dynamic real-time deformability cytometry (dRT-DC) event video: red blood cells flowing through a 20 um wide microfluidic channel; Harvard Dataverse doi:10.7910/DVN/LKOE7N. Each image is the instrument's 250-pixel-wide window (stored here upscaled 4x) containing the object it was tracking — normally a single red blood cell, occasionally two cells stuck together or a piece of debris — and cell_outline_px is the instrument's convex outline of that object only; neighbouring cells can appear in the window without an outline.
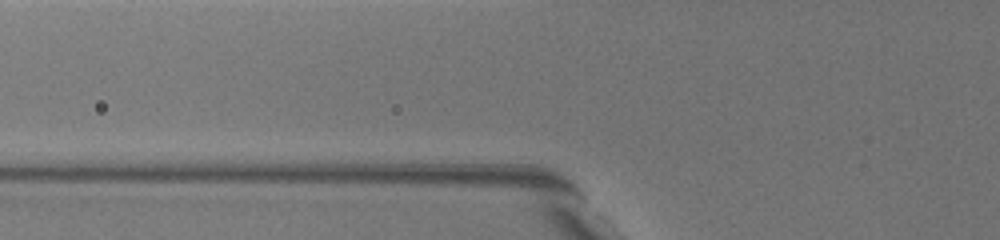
{"species": "common noctule bat (a hibernating species)", "species_latin": "Nyctalus noctula", "temperature_condition": "warm", "stored_images_in_passage": 3, "camera_frame_rate_fps": 3000, "um_per_image_px": 0.085, "animal": {"sex": "female", "body_mass_g": 19.5, "forearm_length_mm": 54.1}, "frame": {"image": 1, "passage_image": 2, "time_ms": 0.333, "image_size_px": [1000, 240], "cell_outline_px": [[660, 200], [656, 208], [648, 208], [592, 168], [584, 140], [604, 140], [616, 152]], "centroid_in_image_um": [52.63, 14.65], "position_along_channel_um": 73.2, "area_um2": 14.05}}